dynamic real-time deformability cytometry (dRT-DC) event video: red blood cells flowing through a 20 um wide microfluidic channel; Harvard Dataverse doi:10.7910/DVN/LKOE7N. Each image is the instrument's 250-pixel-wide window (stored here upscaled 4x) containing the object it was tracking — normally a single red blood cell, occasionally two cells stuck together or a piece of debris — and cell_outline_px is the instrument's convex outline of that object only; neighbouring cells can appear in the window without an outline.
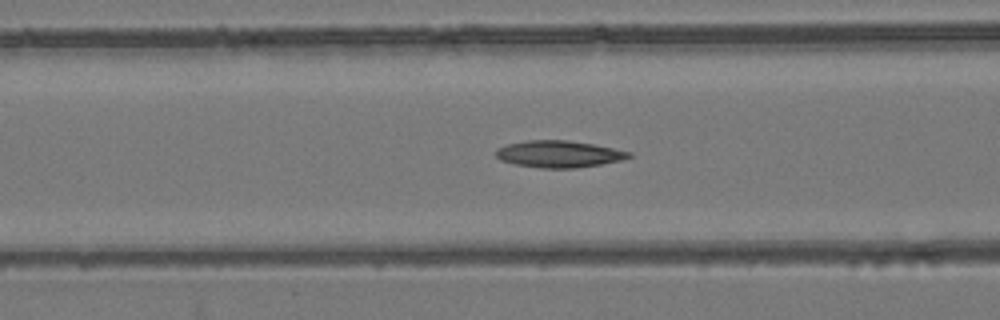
{"species": "common noctule bat (a hibernating species)", "species_latin": "Nyctalus noctula", "temperature_condition": "room temperature", "stored_images_in_passage": 55, "camera_frame_rate_fps": 3000, "um_per_image_px": 0.085, "animal": {"sex": "female", "body_mass_g": 24.6, "forearm_length_mm": 56.2}, "frame": {"image": 1, "passage_image": 22, "time_ms": 7.0, "image_size_px": [1000, 320], "cell_outline_px": [[632, 156], [624, 160], [576, 168], [540, 168], [512, 164], [500, 160], [496, 156], [496, 148], [508, 144], [528, 140], [568, 140], [592, 144], [632, 152]], "centroid_in_image_um": [47.49, 13.1], "position_along_channel_um": 119.1, "area_um2": 20.87}}
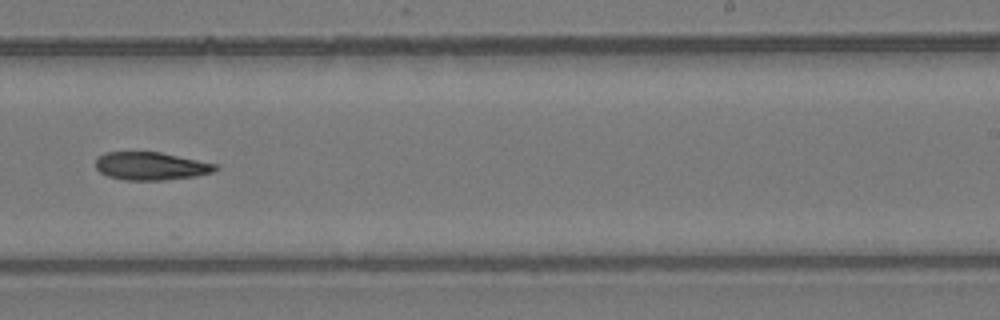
{"frame": {"image": 2, "passage_image": 34, "time_ms": 11.0, "image_size_px": [1000, 320], "cell_outline_px": [[220, 168], [212, 172], [196, 176], [164, 180], [124, 180], [108, 176], [100, 172], [96, 168], [96, 160], [104, 152], [160, 152], [216, 164]], "centroid_in_image_um": [12.82, 14.12], "position_along_channel_um": 276.2, "area_um2": 19.42}}
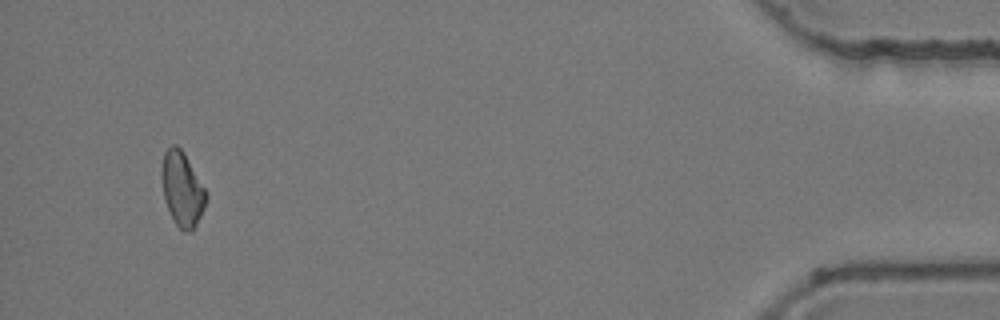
{"frame": {"image": 3, "passage_image": 51, "time_ms": 16.667, "image_size_px": [1000, 320], "cell_outline_px": [[208, 196], [204, 208], [192, 232], [184, 232], [176, 224], [164, 200], [160, 172], [164, 152], [172, 144], [176, 144], [184, 152], [208, 192]], "centroid_in_image_um": [15.49, 16.05], "position_along_channel_um": 419.7, "area_um2": 19.48}}